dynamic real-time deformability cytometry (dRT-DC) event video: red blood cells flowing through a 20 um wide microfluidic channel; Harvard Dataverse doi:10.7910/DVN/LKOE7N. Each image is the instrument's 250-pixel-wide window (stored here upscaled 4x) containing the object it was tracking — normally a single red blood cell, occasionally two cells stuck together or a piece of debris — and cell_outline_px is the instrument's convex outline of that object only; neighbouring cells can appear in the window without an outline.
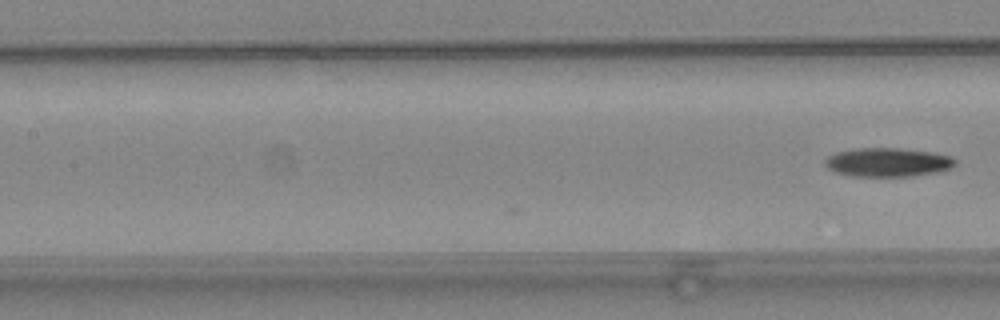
{"species": "common noctule bat (a hibernating species)", "species_latin": "Nyctalus noctula", "temperature_condition": "warm", "stored_images_in_passage": 8, "camera_frame_rate_fps": 3000, "um_per_image_px": 0.085, "animal": {"sex": "female", "body_mass_g": 24.6, "forearm_length_mm": 56.2}, "frame": {"image": 1, "passage_image": 8, "time_ms": 2.333, "image_size_px": [1000, 320], "cell_outline_px": [[956, 164], [952, 168], [936, 172], [912, 176], [848, 176], [836, 172], [828, 168], [824, 164], [824, 160], [828, 156], [836, 152], [856, 148], [900, 148], [932, 152], [952, 156], [956, 160]], "centroid_in_image_um": [75.46, 13.79], "position_along_channel_um": 131.9, "area_um2": 22.02}}